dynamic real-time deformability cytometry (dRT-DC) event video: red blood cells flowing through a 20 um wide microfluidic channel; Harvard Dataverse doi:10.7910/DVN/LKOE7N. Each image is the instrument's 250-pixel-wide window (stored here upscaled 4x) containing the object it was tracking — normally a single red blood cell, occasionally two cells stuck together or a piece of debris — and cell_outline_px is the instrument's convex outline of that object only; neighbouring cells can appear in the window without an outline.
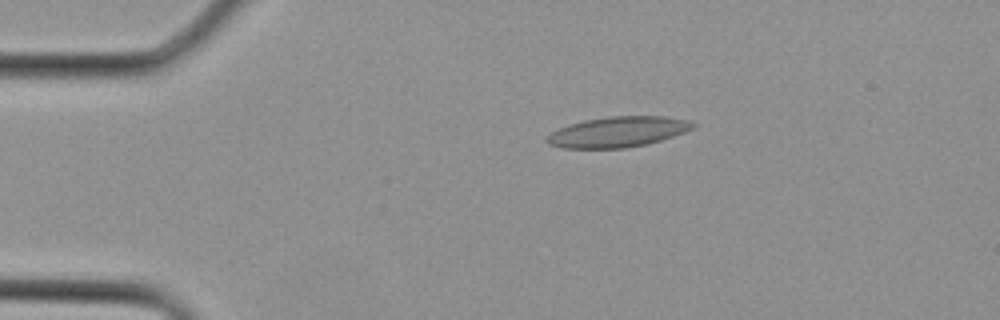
{"species": "Egyptian fruit bat (a non-hibernating species)", "species_latin": "Rousettus aegyptiacus", "temperature_condition": "cold", "stored_images_in_passage": 4, "camera_frame_rate_fps": 3000, "um_per_image_px": 0.085, "animal": {"sex": "female"}, "frame": {"image": 1, "passage_image": 2, "time_ms": 0.333, "image_size_px": [1000, 320], "cell_outline_px": [[696, 124], [692, 128], [684, 132], [648, 144], [624, 148], [564, 148], [548, 144], [544, 140], [552, 132], [560, 128], [584, 120], [608, 116], [664, 116], [688, 120]], "centroid_in_image_um": [52.51, 11.21], "position_along_channel_um": 32.5, "area_um2": 25.72}}